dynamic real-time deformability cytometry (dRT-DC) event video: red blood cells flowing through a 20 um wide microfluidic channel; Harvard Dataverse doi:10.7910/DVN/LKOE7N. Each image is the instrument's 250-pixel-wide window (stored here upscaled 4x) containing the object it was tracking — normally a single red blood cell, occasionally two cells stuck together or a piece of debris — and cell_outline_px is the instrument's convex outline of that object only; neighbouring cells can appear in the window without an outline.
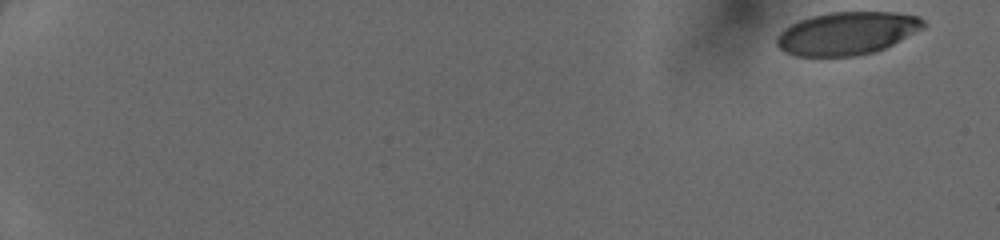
{"species": "human", "species_latin": "Homo sapiens", "temperature_condition": "cold", "stored_images_in_passage": 49, "camera_frame_rate_fps": 3000, "um_per_image_px": 0.085, "donor": {"sex": "female"}, "frame": {"image": 1, "passage_image": 1, "time_ms": 0.0, "image_size_px": [1000, 240], "cell_outline_px": [[928, 24], [924, 28], [876, 52], [856, 56], [796, 56], [784, 52], [776, 44], [776, 36], [784, 28], [800, 20], [812, 16], [828, 12], [896, 12], [920, 16]], "centroid_in_image_um": [72.01, 2.83], "position_along_channel_um": 13.0, "area_um2": 36.88}}
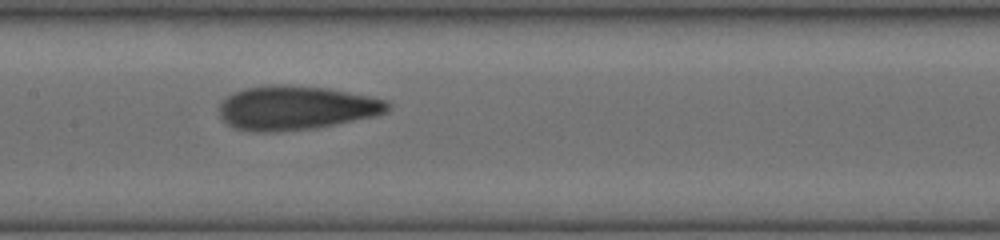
{"frame": {"image": 2, "passage_image": 27, "time_ms": 8.667, "image_size_px": [1000, 240], "cell_outline_px": [[392, 108], [388, 112], [376, 116], [316, 128], [276, 132], [252, 132], [236, 128], [228, 124], [220, 116], [220, 104], [232, 92], [244, 88], [272, 84], [280, 84], [328, 88], [388, 100], [392, 104]], "centroid_in_image_um": [25.2, 9.17], "position_along_channel_um": 182.2, "area_um2": 43.58}}
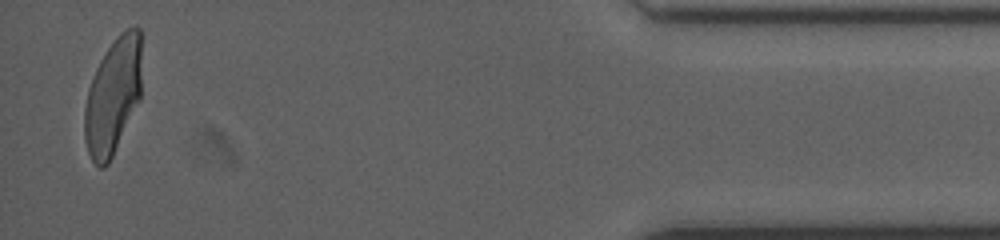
{"frame": {"image": 3, "passage_image": 48, "time_ms": 15.667, "image_size_px": [1000, 240], "cell_outline_px": [[140, 100], [108, 164], [104, 168], [100, 168], [92, 160], [88, 152], [84, 140], [84, 108], [88, 88], [96, 68], [100, 60], [116, 36], [120, 32], [136, 24], [140, 28]], "centroid_in_image_um": [9.59, 8.16], "position_along_channel_um": 425.6, "area_um2": 38.67}}